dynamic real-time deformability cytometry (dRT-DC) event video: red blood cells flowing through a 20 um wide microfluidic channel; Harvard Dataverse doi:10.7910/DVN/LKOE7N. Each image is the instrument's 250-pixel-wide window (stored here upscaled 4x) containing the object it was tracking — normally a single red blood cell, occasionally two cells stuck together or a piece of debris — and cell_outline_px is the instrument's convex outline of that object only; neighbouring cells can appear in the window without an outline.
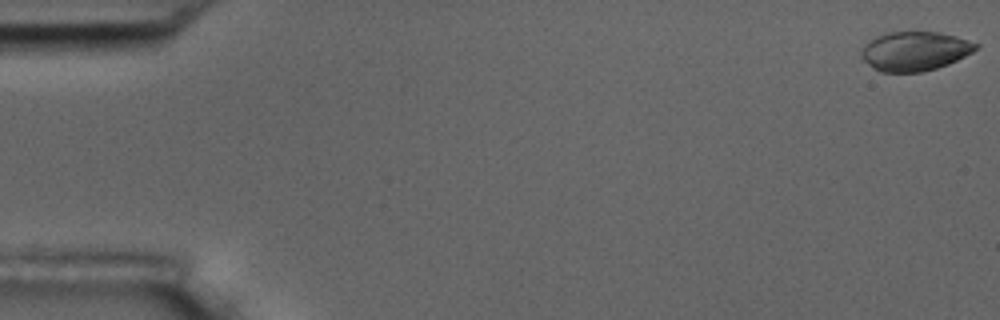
{"species": "common noctule bat (a hibernating species)", "species_latin": "Nyctalus noctula", "temperature_condition": "room temperature", "stored_images_in_passage": 57, "camera_frame_rate_fps": 3000, "um_per_image_px": 0.085, "animal": {"sex": "male", "body_mass_g": 17.5, "forearm_length_mm": 52.3}, "frame": {"image": 1, "passage_image": 1, "time_ms": 0.0, "image_size_px": [1000, 320], "cell_outline_px": [[980, 48], [948, 64], [936, 68], [920, 72], [880, 72], [872, 68], [860, 56], [860, 52], [864, 44], [868, 40], [876, 36], [888, 32], [940, 32], [956, 36], [980, 44]], "centroid_in_image_um": [77.74, 4.34], "position_along_channel_um": 7.3, "area_um2": 26.36}}
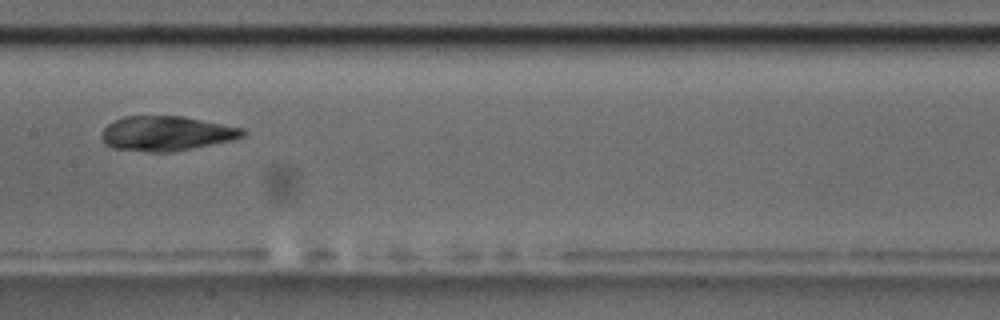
{"frame": {"image": 2, "passage_image": 29, "time_ms": 9.333, "image_size_px": [1000, 320], "cell_outline_px": [[248, 132], [244, 136], [232, 140], [172, 152], [148, 152], [112, 148], [104, 144], [100, 136], [104, 128], [108, 124], [124, 116], [184, 116], [244, 128]], "centroid_in_image_um": [14.14, 11.34], "position_along_channel_um": 193.3, "area_um2": 28.73}}
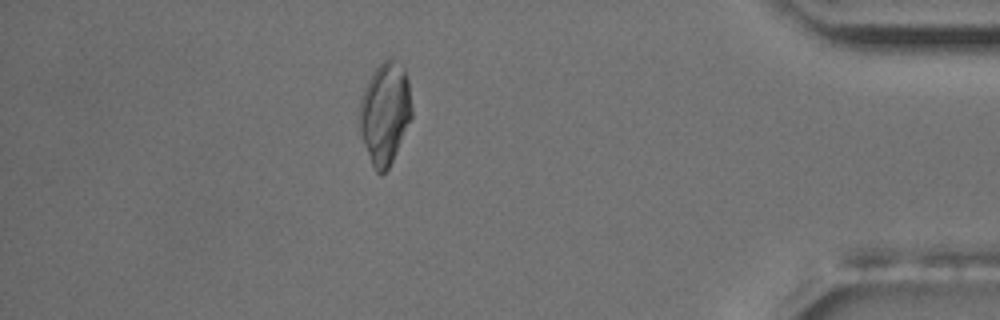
{"frame": {"image": 3, "passage_image": 50, "time_ms": 16.333, "image_size_px": [1000, 320], "cell_outline_px": [[412, 116], [392, 160], [388, 168], [380, 176], [376, 172], [372, 164], [364, 144], [360, 132], [360, 100], [364, 88], [372, 72], [388, 56], [392, 56], [404, 64], [408, 80], [412, 108]], "centroid_in_image_um": [32.74, 9.53], "position_along_channel_um": 402.5, "area_um2": 31.04}, "authors_computed_cell_mechanics": {"area_um2": 28.2064, "velocity_mm_per_s": 3.5867, "shape_relaxation_time_tau1_ms": 10.6067, "shape_relaxation_time_tau2_ms": 1.1252, "deformation_change_tau1": 0.3158, "deformation_change_tau2": 0.053}}